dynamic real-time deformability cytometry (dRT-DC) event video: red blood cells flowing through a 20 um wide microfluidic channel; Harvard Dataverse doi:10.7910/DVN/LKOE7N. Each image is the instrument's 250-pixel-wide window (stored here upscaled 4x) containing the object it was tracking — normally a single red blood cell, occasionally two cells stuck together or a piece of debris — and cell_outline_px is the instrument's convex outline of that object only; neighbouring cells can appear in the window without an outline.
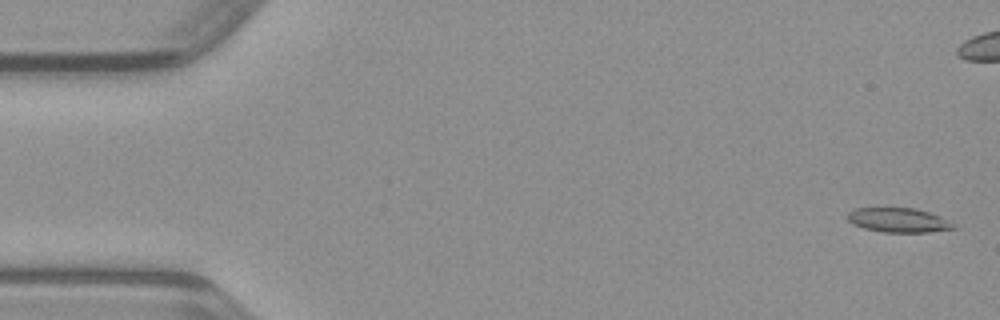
{"species": "common noctule bat (a hibernating species)", "species_latin": "Nyctalus noctula", "temperature_condition": "warm", "stored_images_in_passage": 49, "camera_frame_rate_fps": 3000, "um_per_image_px": 0.085, "animal": {"sex": "male", "body_mass_g": 23.1, "forearm_length_mm": 52.7}, "frame": {"image": 1, "passage_image": 2, "time_ms": 0.333, "image_size_px": [1000, 320], "cell_outline_px": [[956, 228], [928, 232], [884, 232], [864, 228], [852, 224], [848, 220], [848, 212], [856, 208], [916, 208], [940, 216], [952, 224]], "centroid_in_image_um": [76.33, 18.71], "position_along_channel_um": 8.7, "area_um2": 14.85}}
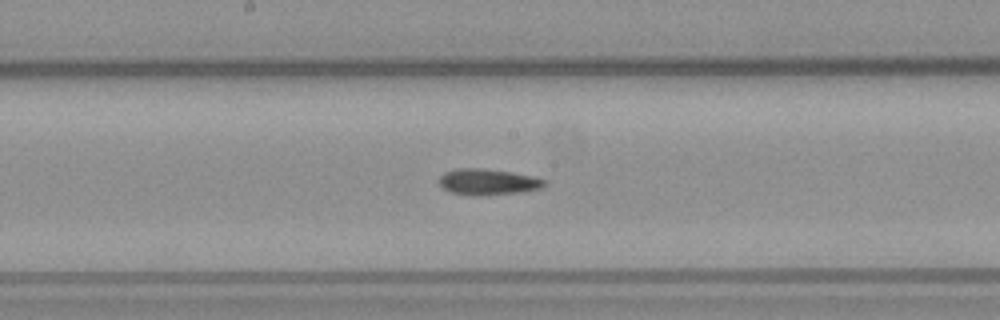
{"frame": {"image": 2, "passage_image": 25, "time_ms": 8.0, "image_size_px": [1000, 320], "cell_outline_px": [[548, 184], [540, 188], [520, 192], [480, 196], [476, 196], [452, 192], [444, 188], [440, 184], [440, 176], [444, 172], [456, 168], [480, 168], [512, 172], [532, 176], [544, 180]], "centroid_in_image_um": [41.47, 15.46], "position_along_channel_um": 206.7, "area_um2": 15.9}}
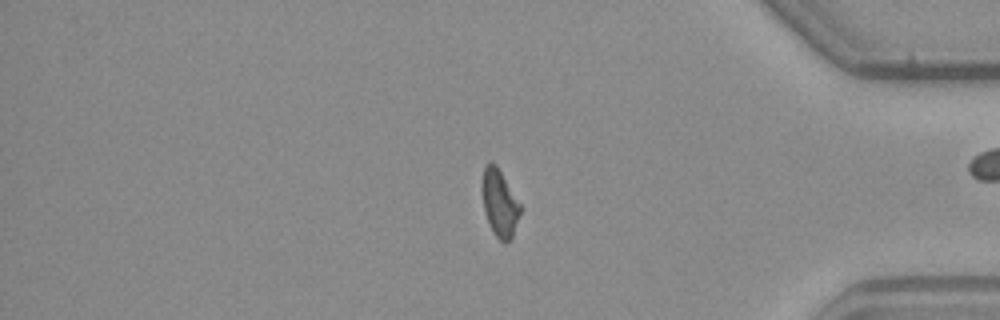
{"frame": {"image": 3, "passage_image": 40, "time_ms": 13.0, "image_size_px": [1000, 320], "cell_outline_px": [[520, 212], [512, 236], [504, 244], [492, 232], [484, 212], [480, 188], [484, 168], [492, 160], [496, 164], [520, 204]], "centroid_in_image_um": [42.42, 17.25], "position_along_channel_um": 392.8, "area_um2": 14.85}}